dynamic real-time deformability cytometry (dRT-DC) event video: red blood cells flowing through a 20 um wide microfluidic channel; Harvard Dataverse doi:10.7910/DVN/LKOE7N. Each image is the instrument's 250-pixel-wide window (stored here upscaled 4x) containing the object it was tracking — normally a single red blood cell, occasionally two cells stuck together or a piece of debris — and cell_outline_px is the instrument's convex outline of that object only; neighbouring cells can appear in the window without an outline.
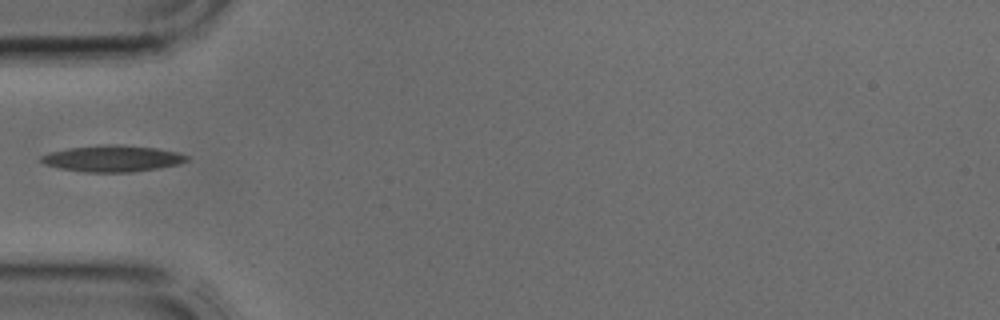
{"species": "common noctule bat (a hibernating species)", "species_latin": "Nyctalus noctula", "temperature_condition": "cold", "stored_images_in_passage": 1, "camera_frame_rate_fps": 3000, "um_per_image_px": 0.085, "animal": {"sex": "male", "body_mass_g": 17.9, "forearm_length_mm": 54.2}, "frame": {"image": 1, "passage_image": 1, "time_ms": 0.0, "image_size_px": [1000, 320], "cell_outline_px": [[188, 160], [176, 164], [156, 168], [132, 172], [84, 172], [60, 168], [44, 164], [40, 160], [40, 156], [48, 152], [68, 148], [96, 144], [116, 144], [156, 148], [176, 152], [188, 156]], "centroid_in_image_um": [9.49, 13.46], "position_along_channel_um": 75.5, "area_um2": 22.37}}